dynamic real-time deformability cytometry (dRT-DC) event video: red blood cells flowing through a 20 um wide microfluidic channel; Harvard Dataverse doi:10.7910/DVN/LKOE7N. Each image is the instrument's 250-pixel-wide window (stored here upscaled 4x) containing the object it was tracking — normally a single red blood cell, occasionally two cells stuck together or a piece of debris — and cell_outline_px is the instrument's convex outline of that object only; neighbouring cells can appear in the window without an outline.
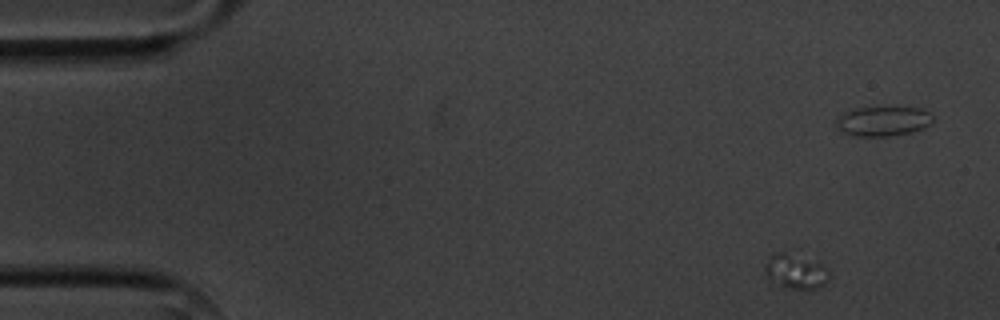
{"species": "common noctule bat (a hibernating species)", "species_latin": "Nyctalus noctula", "temperature_condition": "cold", "stored_images_in_passage": 6, "camera_frame_rate_fps": 3000, "um_per_image_px": 0.085, "animal": {"sex": "male", "body_mass_g": 20.1, "forearm_length_mm": 53.5}, "frame": {"image": 1, "passage_image": 1, "time_ms": 0.0, "image_size_px": [1000, 320], "cell_outline_px": [[828, 276], [824, 284], [816, 288], [792, 288], [780, 284], [764, 276], [764, 264], [776, 252], [784, 252], [820, 264], [828, 272]], "centroid_in_image_um": [67.56, 23.07], "position_along_channel_um": 17.4, "area_um2": 12.2}}
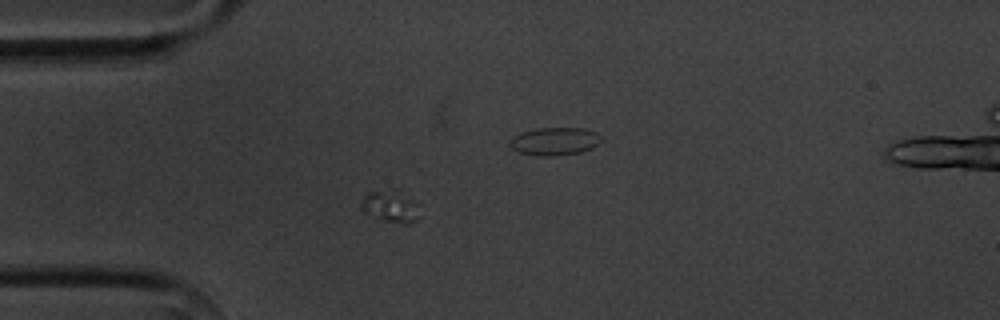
{"frame": {"image": 2, "passage_image": 4, "time_ms": 3.333, "image_size_px": [1000, 320], "cell_outline_px": [[420, 204], [416, 220], [412, 224], [404, 224], [384, 220], [364, 212], [360, 208], [360, 204], [364, 196], [368, 192], [392, 188]], "centroid_in_image_um": [33.19, 17.53], "position_along_channel_um": 51.8, "area_um2": 10.87}}
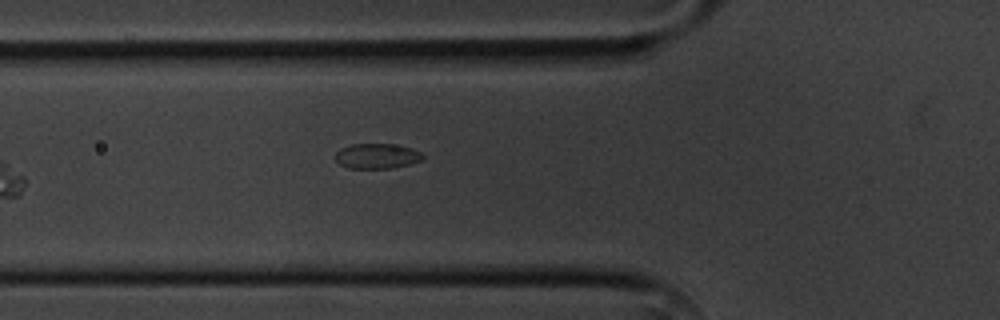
{"frame": {"image": 3, "passage_image": 6, "time_ms": 5.667, "image_size_px": [1000, 320], "cell_outline_px": [[424, 160], [392, 168], [348, 168], [340, 164], [336, 160], [336, 152], [340, 148], [352, 144], [392, 144], [412, 148], [420, 152], [424, 156]], "centroid_in_image_um": [32.05, 13.26], "position_along_channel_um": 93.8, "area_um2": 12.77}}